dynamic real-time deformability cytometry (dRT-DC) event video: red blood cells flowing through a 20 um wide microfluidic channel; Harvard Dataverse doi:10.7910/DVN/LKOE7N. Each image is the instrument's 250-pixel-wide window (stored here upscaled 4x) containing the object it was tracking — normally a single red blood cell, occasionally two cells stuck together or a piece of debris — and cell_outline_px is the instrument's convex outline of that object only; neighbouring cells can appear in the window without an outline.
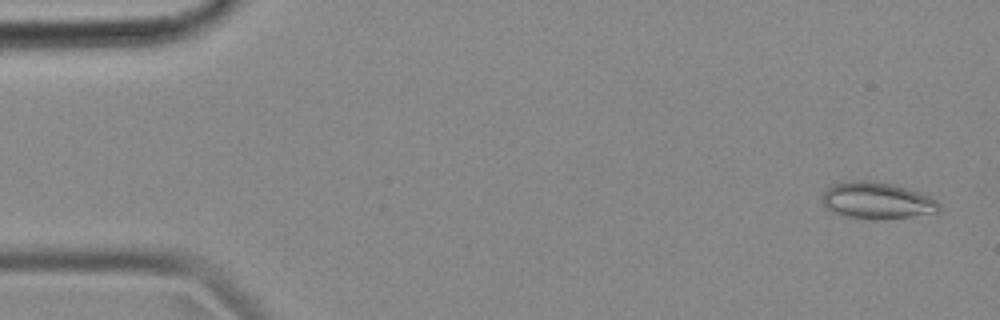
{"species": "common noctule bat (a hibernating species)", "species_latin": "Nyctalus noctula", "temperature_condition": "cold", "stored_images_in_passage": 55, "camera_frame_rate_fps": 3000, "um_per_image_px": 0.085, "animal": {"sex": "female", "body_mass_g": 18.4}, "frame": {"image": 1, "passage_image": 2, "time_ms": 0.333, "image_size_px": [1000, 320], "cell_outline_px": [[940, 208], [936, 212], [912, 216], [876, 220], [844, 216], [832, 212], [824, 208], [824, 192], [832, 184], [852, 180], [872, 180], [892, 184], [928, 196], [936, 200], [940, 204]], "centroid_in_image_um": [74.5, 17.05], "position_along_channel_um": 10.5, "area_um2": 24.8}}
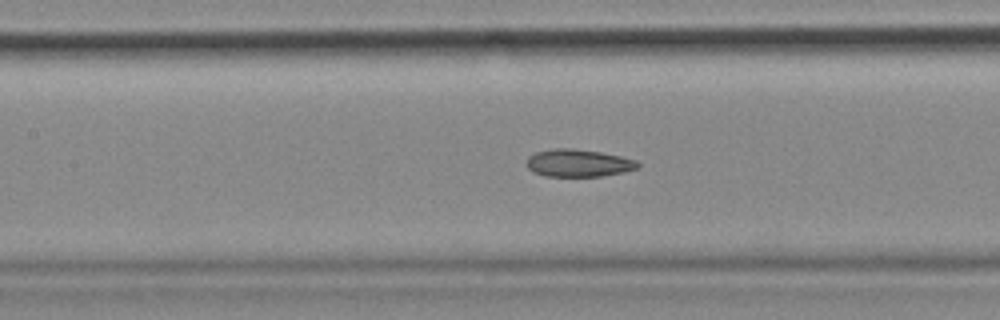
{"frame": {"image": 2, "passage_image": 24, "time_ms": 7.667, "image_size_px": [1000, 320], "cell_outline_px": [[640, 168], [624, 172], [600, 176], [544, 176], [532, 172], [528, 168], [528, 156], [536, 152], [556, 148], [572, 148], [600, 152], [620, 156], [636, 160], [640, 164]], "centroid_in_image_um": [49.18, 13.86], "position_along_channel_um": 158.2, "area_um2": 17.8}}
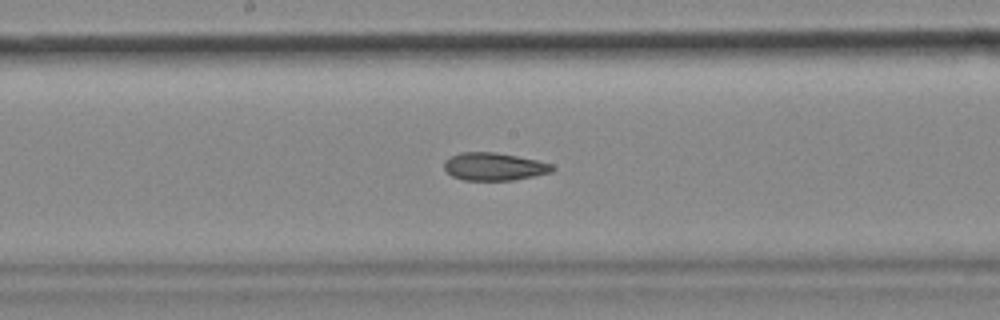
{"frame": {"image": 3, "passage_image": 28, "time_ms": 9.0, "image_size_px": [1000, 320], "cell_outline_px": [[556, 168], [552, 172], [516, 180], [464, 180], [452, 176], [444, 168], [444, 160], [448, 156], [460, 152], [496, 152], [536, 160], [552, 164]], "centroid_in_image_um": [41.98, 14.15], "position_along_channel_um": 206.2, "area_um2": 17.63}, "authors_computed_cell_mechanics": {"area_um2": 18.6694, "velocity_mm_per_s": 3.6197, "shape_relaxation_time_tau1_ms": null, "shape_relaxation_time_tau2_ms": 6.1256, "deformation_change_tau1": null, "deformation_change_tau2": 0.1129}}